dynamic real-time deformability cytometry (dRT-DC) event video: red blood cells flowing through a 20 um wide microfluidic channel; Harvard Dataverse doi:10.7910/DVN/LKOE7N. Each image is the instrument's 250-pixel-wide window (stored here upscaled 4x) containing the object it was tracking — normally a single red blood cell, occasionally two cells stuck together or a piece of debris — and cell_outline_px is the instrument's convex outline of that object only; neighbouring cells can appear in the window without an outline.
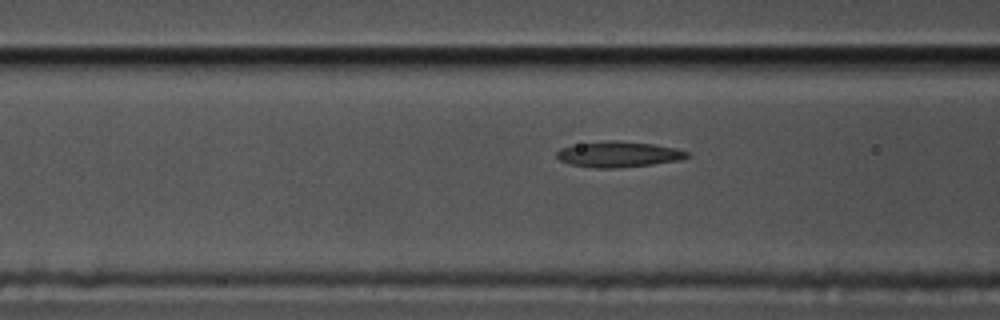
{"species": "common noctule bat (a hibernating species)", "species_latin": "Nyctalus noctula", "temperature_condition": "cold", "stored_images_in_passage": 17, "camera_frame_rate_fps": 3000, "um_per_image_px": 0.085, "animal": {"sex": "male", "body_mass_g": 17.5, "forearm_length_mm": 52.3}, "frame": {"image": 1, "passage_image": 15, "time_ms": 4.667, "image_size_px": [1000, 320], "cell_outline_px": [[692, 156], [680, 160], [652, 164], [620, 168], [592, 168], [572, 164], [560, 160], [556, 156], [556, 152], [560, 148], [580, 144], [608, 140], [620, 140], [652, 144], [676, 148], [688, 152]], "centroid_in_image_um": [52.61, 13.12], "position_along_channel_um": 114.0, "area_um2": 19.54}}